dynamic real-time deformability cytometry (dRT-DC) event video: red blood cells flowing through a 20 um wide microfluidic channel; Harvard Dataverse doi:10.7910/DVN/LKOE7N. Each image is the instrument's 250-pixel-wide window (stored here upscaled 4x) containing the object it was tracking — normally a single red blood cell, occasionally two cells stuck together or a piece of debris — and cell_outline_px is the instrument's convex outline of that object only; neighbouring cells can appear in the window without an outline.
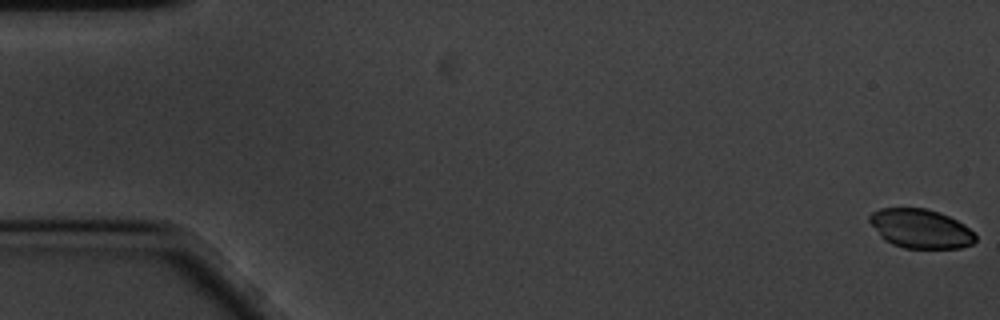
{"species": "common noctule bat (a hibernating species)", "species_latin": "Nyctalus noctula", "temperature_condition": "cold", "stored_images_in_passage": 59, "camera_frame_rate_fps": 3000, "um_per_image_px": 0.085, "animal": {"sex": "male", "body_mass_g": 20.1, "forearm_length_mm": 53.5}, "frame": {"image": 1, "passage_image": 1, "time_ms": 0.0, "image_size_px": [1000, 320], "cell_outline_px": [[976, 240], [972, 244], [960, 248], [904, 248], [892, 244], [884, 240], [880, 236], [868, 220], [868, 216], [872, 212], [880, 208], [924, 208], [940, 212], [964, 224], [976, 236]], "centroid_in_image_um": [78.22, 19.43], "position_along_channel_um": 6.8, "area_um2": 24.16}}
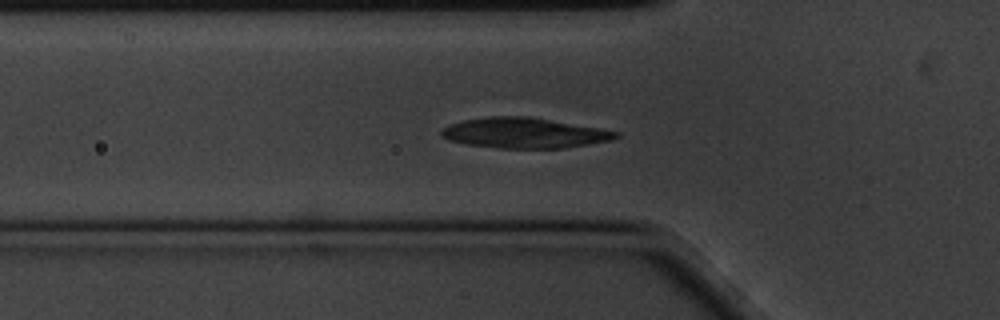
{"frame": {"image": 2, "passage_image": 20, "time_ms": 6.333, "image_size_px": [1000, 320], "cell_outline_px": [[620, 136], [612, 140], [564, 148], [496, 148], [468, 144], [448, 140], [440, 136], [440, 132], [444, 128], [452, 124], [464, 120], [488, 116], [528, 116], [600, 128], [620, 132]], "centroid_in_image_um": [44.58, 11.3], "position_along_channel_um": 81.2, "area_um2": 30.81}}
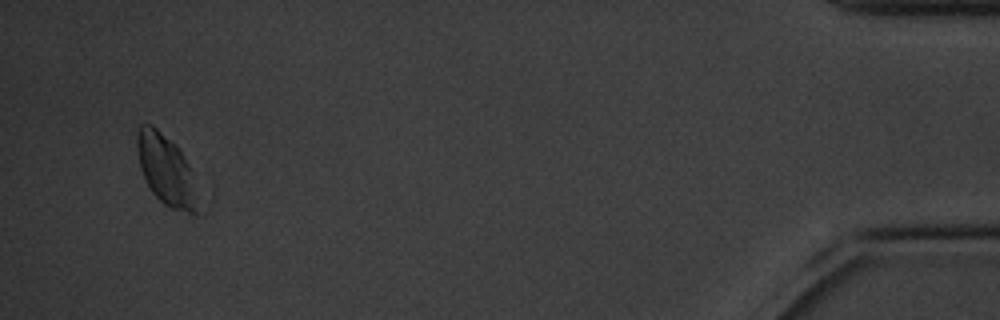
{"frame": {"image": 3, "passage_image": 57, "time_ms": 18.667, "image_size_px": [1000, 320], "cell_outline_px": [[208, 212], [204, 216], [196, 216], [172, 208], [164, 204], [152, 192], [140, 168], [136, 148], [136, 136], [140, 124], [152, 124], [176, 144], [188, 164], [208, 208]], "centroid_in_image_um": [14.3, 14.61], "position_along_channel_um": 420.9, "area_um2": 26.7}}